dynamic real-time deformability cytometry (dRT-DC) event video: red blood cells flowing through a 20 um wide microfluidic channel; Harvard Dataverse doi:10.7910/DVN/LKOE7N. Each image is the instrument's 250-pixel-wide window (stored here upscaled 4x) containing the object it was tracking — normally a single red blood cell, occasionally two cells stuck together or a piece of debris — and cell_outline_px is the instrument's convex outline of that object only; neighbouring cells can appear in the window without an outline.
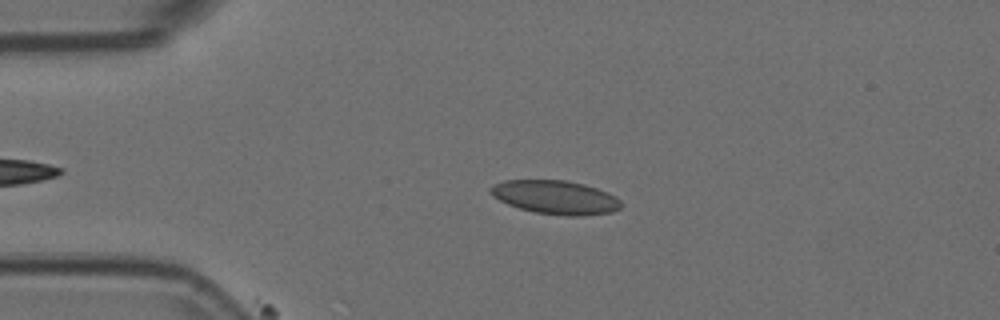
{"species": "Egyptian fruit bat (a non-hibernating species)", "species_latin": "Rousettus aegyptiacus", "temperature_condition": "room temperature", "stored_images_in_passage": 20, "camera_frame_rate_fps": 3000, "um_per_image_px": 0.085, "animal": {"sex": "female"}, "frame": {"image": 1, "passage_image": 11, "time_ms": 3.333, "image_size_px": [1000, 320], "cell_outline_px": [[624, 204], [620, 208], [612, 212], [580, 216], [564, 216], [532, 212], [508, 204], [492, 196], [488, 192], [488, 188], [504, 180], [564, 180], [584, 184], [596, 188], [616, 196]], "centroid_in_image_um": [47.22, 16.77], "position_along_channel_um": 37.8, "area_um2": 25.78}}